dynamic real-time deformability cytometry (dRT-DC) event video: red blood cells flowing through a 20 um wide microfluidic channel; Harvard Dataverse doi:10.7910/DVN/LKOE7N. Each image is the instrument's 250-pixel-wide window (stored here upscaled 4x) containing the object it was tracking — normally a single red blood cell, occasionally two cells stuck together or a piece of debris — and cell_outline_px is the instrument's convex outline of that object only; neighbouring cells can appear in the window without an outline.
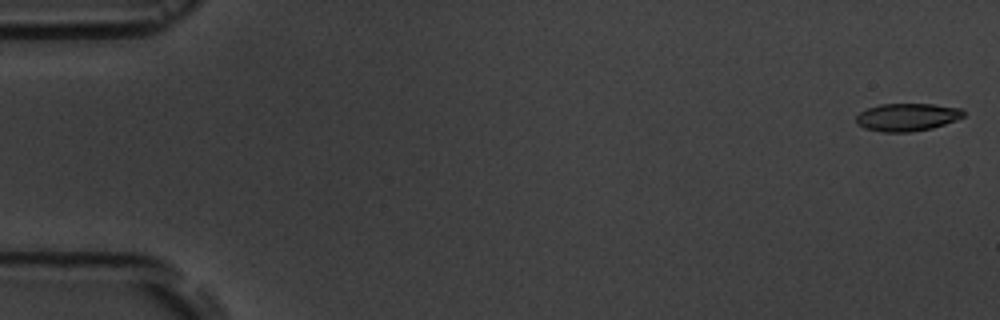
{"species": "common noctule bat (a hibernating species)", "species_latin": "Nyctalus noctula", "temperature_condition": "room temperature", "stored_images_in_passage": 17, "camera_frame_rate_fps": 3000, "um_per_image_px": 0.085, "animal": {"sex": "male", "body_mass_g": 19.5, "forearm_length_mm": 54.6}, "frame": {"image": 1, "passage_image": 1, "time_ms": 0.0, "image_size_px": [1000, 320], "cell_outline_px": [[964, 116], [956, 120], [932, 128], [912, 132], [884, 132], [864, 128], [856, 124], [856, 116], [860, 112], [868, 108], [880, 104], [932, 104], [960, 108], [964, 112]], "centroid_in_image_um": [77.09, 9.96], "position_along_channel_um": 7.9, "area_um2": 17.34}}
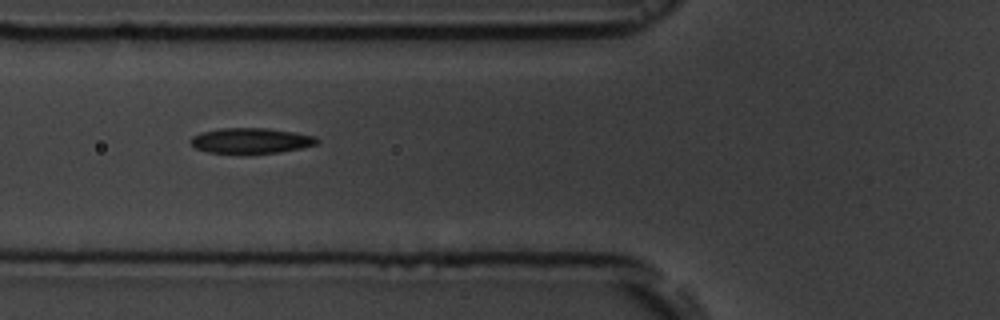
{"frame": {"image": 2, "passage_image": 7, "time_ms": 6.667, "image_size_px": [1000, 320], "cell_outline_px": [[320, 140], [316, 144], [300, 148], [280, 152], [208, 152], [196, 148], [188, 140], [192, 136], [200, 132], [220, 128], [268, 128], [316, 136]], "centroid_in_image_um": [21.31, 11.93], "position_along_channel_um": 104.5, "area_um2": 18.38}}
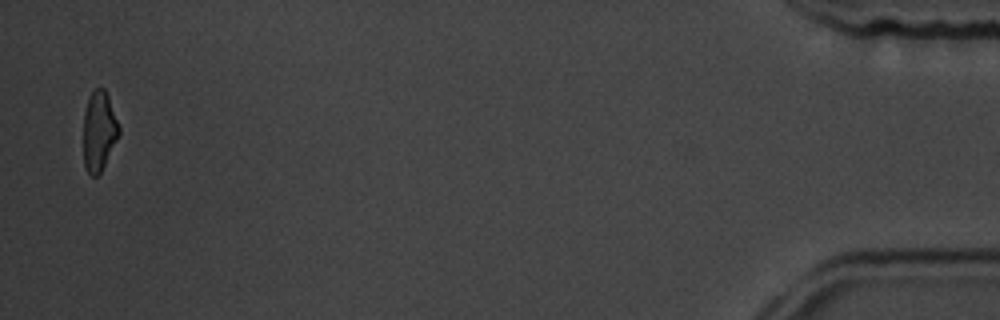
{"frame": {"image": 3, "passage_image": 17, "time_ms": 18.0, "image_size_px": [1000, 320], "cell_outline_px": [[120, 132], [100, 172], [96, 176], [92, 176], [88, 172], [84, 164], [84, 112], [88, 96], [96, 88], [104, 88], [108, 96], [120, 128]], "centroid_in_image_um": [8.4, 11.11], "position_along_channel_um": 426.8, "area_um2": 16.18}, "authors_computed_cell_mechanics": {"area_um2": 18.1492, "velocity_mm_per_s": 3.6463, "shape_relaxation_time_tau1_ms": 2.5523, "shape_relaxation_time_tau2_ms": 4.7264, "deformation_change_tau1": 0.1214, "deformation_change_tau2": 0.1279}}